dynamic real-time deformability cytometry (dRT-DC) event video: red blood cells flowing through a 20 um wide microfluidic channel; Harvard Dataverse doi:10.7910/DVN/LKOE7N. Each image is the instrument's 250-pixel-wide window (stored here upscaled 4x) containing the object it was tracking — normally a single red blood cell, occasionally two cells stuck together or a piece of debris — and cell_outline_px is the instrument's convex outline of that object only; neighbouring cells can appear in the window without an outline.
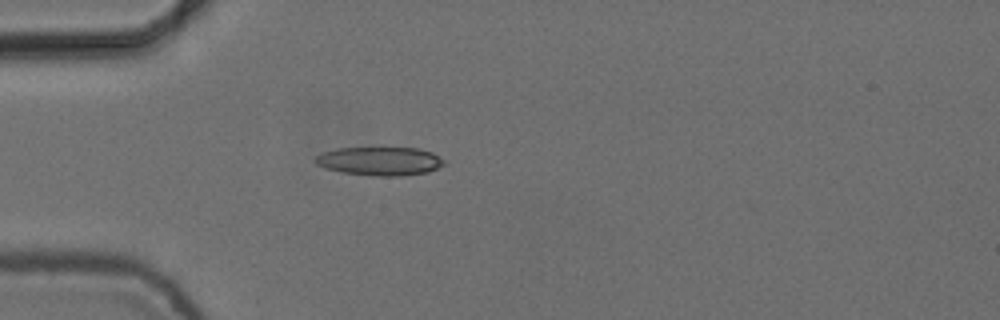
{"species": "common noctule bat (a hibernating species)", "species_latin": "Nyctalus noctula", "temperature_condition": "cold", "stored_images_in_passage": 2, "camera_frame_rate_fps": 3000, "um_per_image_px": 0.085, "animal": {"sex": "female", "body_mass_g": 24.6, "forearm_length_mm": 56.2}, "frame": {"image": 1, "passage_image": 2, "time_ms": 0.333, "image_size_px": [1000, 320], "cell_outline_px": [[444, 164], [428, 172], [400, 176], [376, 176], [344, 172], [324, 168], [316, 164], [312, 160], [316, 156], [324, 152], [336, 148], [420, 148], [432, 152], [444, 160]], "centroid_in_image_um": [32.27, 13.69], "position_along_channel_um": 52.7, "area_um2": 21.39}}